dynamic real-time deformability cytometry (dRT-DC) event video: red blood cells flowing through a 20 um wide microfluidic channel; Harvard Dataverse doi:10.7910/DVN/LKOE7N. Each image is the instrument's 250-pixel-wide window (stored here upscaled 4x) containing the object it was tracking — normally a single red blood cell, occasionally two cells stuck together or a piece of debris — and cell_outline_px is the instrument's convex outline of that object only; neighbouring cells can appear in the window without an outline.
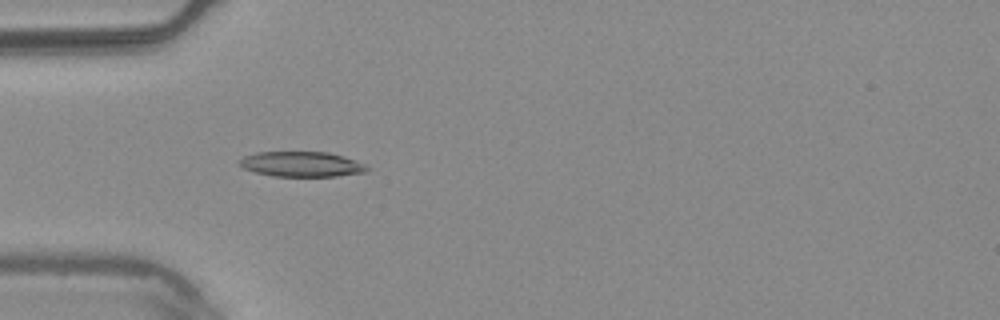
{"species": "common noctule bat (a hibernating species)", "species_latin": "Nyctalus noctula", "temperature_condition": "warm", "stored_images_in_passage": 3, "camera_frame_rate_fps": 3000, "um_per_image_px": 0.085, "animal": {"sex": "male", "body_mass_g": 20.4}, "frame": {"image": 1, "passage_image": 3, "time_ms": 0.667, "image_size_px": [1000, 320], "cell_outline_px": [[372, 168], [368, 172], [336, 176], [272, 176], [256, 172], [244, 168], [236, 164], [244, 156], [256, 152], [328, 152], [344, 156], [356, 160]], "centroid_in_image_um": [25.67, 13.95], "position_along_channel_um": 59.3, "area_um2": 18.84}}